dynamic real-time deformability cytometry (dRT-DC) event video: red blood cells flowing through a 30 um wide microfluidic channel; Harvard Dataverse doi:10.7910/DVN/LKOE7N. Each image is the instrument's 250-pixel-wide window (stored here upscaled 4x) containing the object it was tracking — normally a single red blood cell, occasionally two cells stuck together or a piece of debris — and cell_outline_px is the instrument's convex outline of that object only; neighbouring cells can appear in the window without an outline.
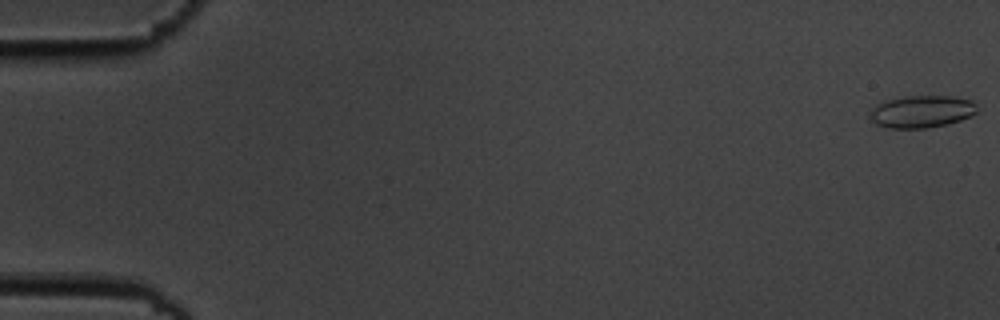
{"species": "common noctule bat (a hibernating species)", "species_latin": "Nyctalus noctula", "temperature_condition": "cold", "stored_images_in_passage": 46, "camera_frame_rate_fps": 3000, "um_per_image_px": 0.085, "animal": {"sex": "male", "body_mass_g": 19.5, "forearm_length_mm": 54.6}, "frame": {"image": 1, "passage_image": 1, "time_ms": 0.0, "image_size_px": [1000, 320], "cell_outline_px": [[976, 112], [972, 116], [948, 124], [928, 128], [888, 128], [876, 124], [868, 116], [868, 112], [876, 104], [884, 100], [904, 96], [952, 96], [972, 100], [976, 104]], "centroid_in_image_um": [78.31, 9.48], "position_along_channel_um": 6.7, "area_um2": 20.46}}
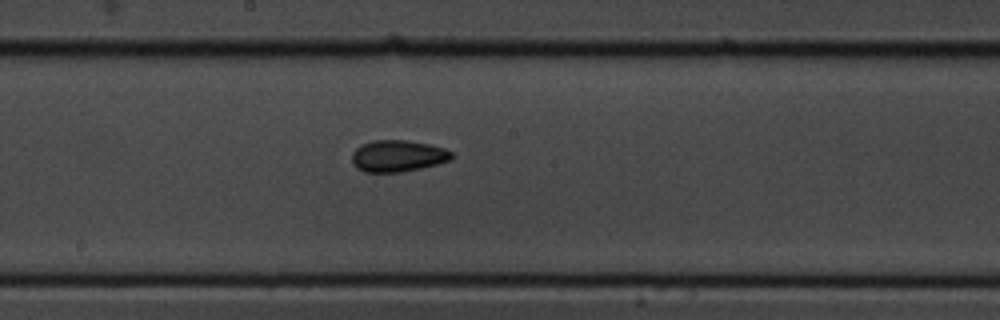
{"frame": {"image": 2, "passage_image": 31, "time_ms": 10.0, "image_size_px": [1000, 320], "cell_outline_px": [[456, 156], [452, 160], [420, 168], [400, 172], [364, 172], [356, 168], [352, 164], [352, 152], [360, 144], [372, 140], [408, 140], [428, 144], [444, 148], [452, 152]], "centroid_in_image_um": [33.8, 13.25], "position_along_channel_um": 214.4, "area_um2": 18.61}}
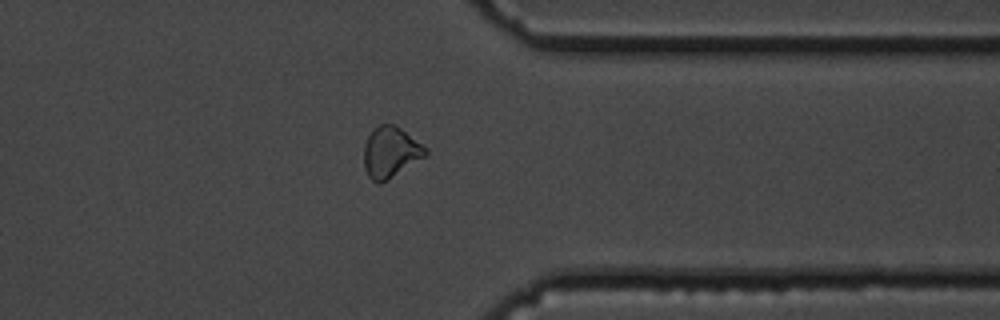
{"frame": {"image": 3, "passage_image": 45, "time_ms": 14.667, "image_size_px": [1000, 320], "cell_outline_px": [[428, 152], [424, 156], [388, 180], [380, 184], [376, 184], [368, 176], [364, 168], [364, 144], [368, 136], [380, 124], [392, 124], [400, 128], [428, 148]], "centroid_in_image_um": [33.18, 12.96], "position_along_channel_um": 378.2, "area_um2": 18.09}, "authors_computed_cell_mechanics": {"area_um2": 18.4093, "velocity_mm_per_s": 3.615, "shape_relaxation_time_tau1_ms": 4.2301, "shape_relaxation_time_tau2_ms": 2.4851, "deformation_change_tau1": 0.081, "deformation_change_tau2": 0.0665}}